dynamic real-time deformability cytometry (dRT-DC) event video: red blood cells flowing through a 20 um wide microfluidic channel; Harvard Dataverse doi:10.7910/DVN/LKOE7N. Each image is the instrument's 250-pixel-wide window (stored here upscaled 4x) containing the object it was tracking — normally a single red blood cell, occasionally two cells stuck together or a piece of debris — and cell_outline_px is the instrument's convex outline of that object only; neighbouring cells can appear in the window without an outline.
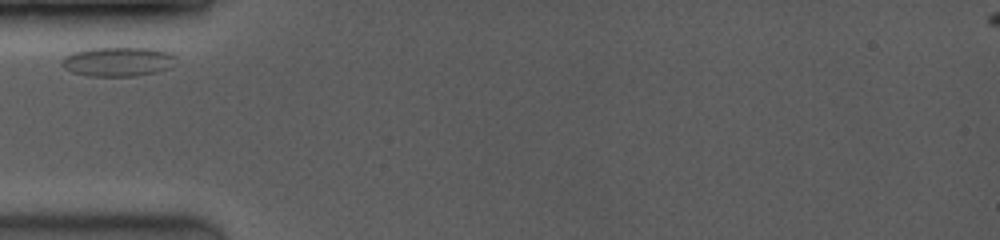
{"species": "common noctule bat (a hibernating species)", "species_latin": "Nyctalus noctula", "temperature_condition": "room temperature", "stored_images_in_passage": 6, "camera_frame_rate_fps": 3500, "um_per_image_px": 0.085, "animal": {"sex": "female", "body_mass_g": 19.0, "forearm_length_mm": 53.3}, "frame": {"image": 1, "passage_image": 1, "time_ms": 0.0, "image_size_px": [1000, 240], "cell_outline_px": [[176, 56], [168, 68], [156, 72], [136, 76], [88, 76], [72, 72], [64, 68], [60, 64], [60, 60], [64, 56], [72, 52], [88, 48], [152, 48], [168, 52]], "centroid_in_image_um": [9.95, 5.24], "position_along_channel_um": 75.1, "area_um2": 19.54}}